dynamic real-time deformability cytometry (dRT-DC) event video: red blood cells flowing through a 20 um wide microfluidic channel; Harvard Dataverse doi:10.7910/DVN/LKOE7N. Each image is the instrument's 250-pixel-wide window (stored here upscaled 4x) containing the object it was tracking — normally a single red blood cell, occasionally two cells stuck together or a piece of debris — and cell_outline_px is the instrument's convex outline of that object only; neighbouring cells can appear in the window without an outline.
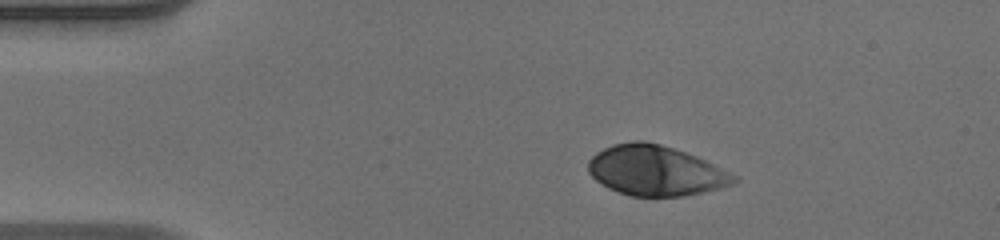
{"species": "human", "species_latin": "Homo sapiens", "temperature_condition": "warm", "stored_images_in_passage": 41, "camera_frame_rate_fps": 3000, "um_per_image_px": 0.085, "donor": {"sex": "male"}, "frame": {"image": 1, "passage_image": 1, "time_ms": 0.0, "image_size_px": [1000, 240], "cell_outline_px": [[740, 180], [732, 184], [720, 188], [704, 192], [684, 196], [632, 196], [608, 188], [596, 180], [588, 172], [588, 160], [596, 152], [612, 144], [632, 140], [644, 140], [660, 144], [696, 156], [736, 176]], "centroid_in_image_um": [55.69, 14.5], "position_along_channel_um": 29.3, "area_um2": 42.37}}
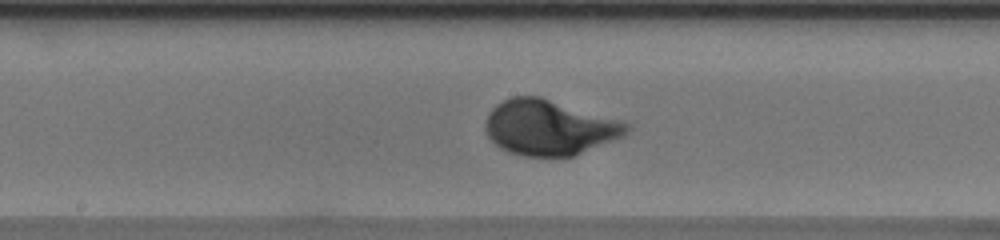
{"frame": {"image": 2, "passage_image": 18, "time_ms": 5.667, "image_size_px": [1000, 240], "cell_outline_px": [[632, 128], [624, 136], [572, 156], [524, 156], [508, 152], [500, 148], [488, 136], [484, 128], [484, 124], [488, 112], [496, 104], [512, 96], [540, 96], [624, 120]], "centroid_in_image_um": [46.7, 10.82], "position_along_channel_um": 201.5, "area_um2": 45.84}}
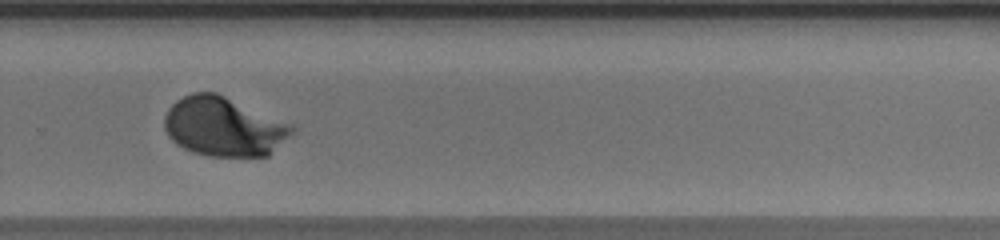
{"frame": {"image": 3, "passage_image": 26, "time_ms": 8.333, "image_size_px": [1000, 240], "cell_outline_px": [[296, 128], [268, 156], [208, 156], [192, 152], [176, 144], [168, 136], [164, 128], [164, 116], [168, 108], [176, 100], [192, 92], [216, 92], [292, 124]], "centroid_in_image_um": [18.98, 10.76], "position_along_channel_um": 310.8, "area_um2": 43.93}, "authors_computed_cell_mechanics": {"area_um2": 43.1188, "velocity_mm_per_s": 4.1096, "shape_relaxation_time_tau1_ms": 2.3845, "shape_relaxation_time_tau2_ms": null, "deformation_change_tau1": 0.1887, "deformation_change_tau2": null}}